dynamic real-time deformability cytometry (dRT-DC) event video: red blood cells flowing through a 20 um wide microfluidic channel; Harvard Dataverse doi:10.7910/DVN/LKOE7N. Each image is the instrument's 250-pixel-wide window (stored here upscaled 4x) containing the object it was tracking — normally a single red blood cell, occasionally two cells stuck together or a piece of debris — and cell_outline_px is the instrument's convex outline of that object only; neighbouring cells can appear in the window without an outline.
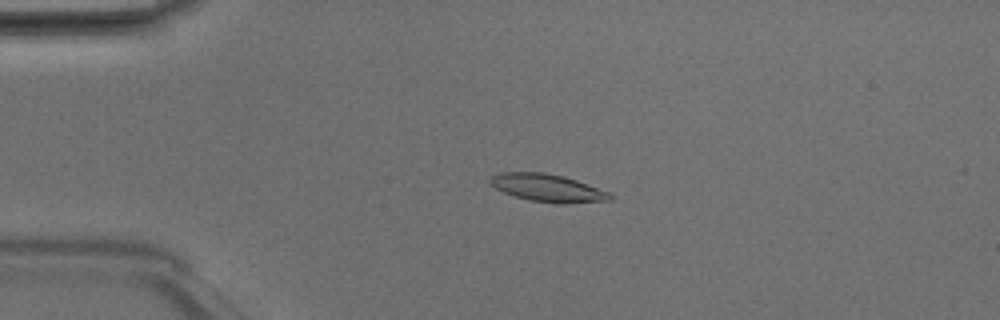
{"species": "Egyptian fruit bat (a non-hibernating species)", "species_latin": "Rousettus aegyptiacus", "temperature_condition": "room temperature", "stored_images_in_passage": 49, "camera_frame_rate_fps": 3000, "um_per_image_px": 0.085, "animal": {"sex": "male"}, "frame": {"image": 1, "passage_image": 12, "time_ms": 3.667, "image_size_px": [1000, 320], "cell_outline_px": [[612, 200], [564, 204], [560, 204], [528, 200], [504, 192], [488, 184], [488, 176], [500, 172], [544, 172], [564, 176], [576, 180], [608, 192], [612, 196]], "centroid_in_image_um": [46.49, 15.97], "position_along_channel_um": 38.5, "area_um2": 19.42}}
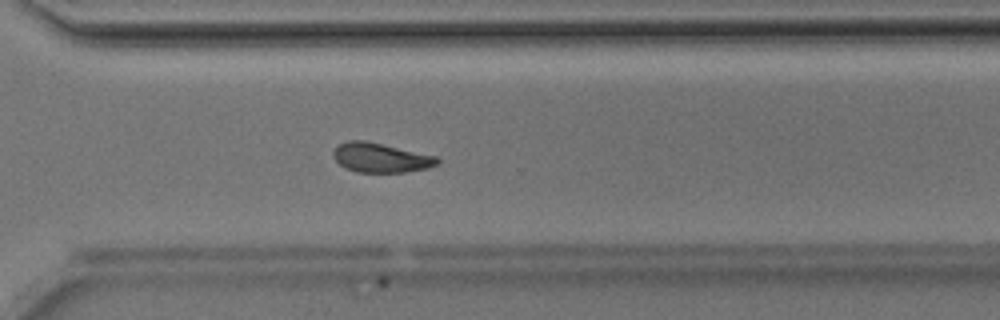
{"frame": {"image": 2, "passage_image": 36, "time_ms": 11.667, "image_size_px": [1000, 320], "cell_outline_px": [[440, 160], [436, 164], [428, 168], [404, 172], [356, 172], [344, 168], [332, 156], [332, 152], [336, 144], [348, 140], [364, 140], [436, 156]], "centroid_in_image_um": [32.29, 13.4], "position_along_channel_um": 338.3, "area_um2": 17.86}}
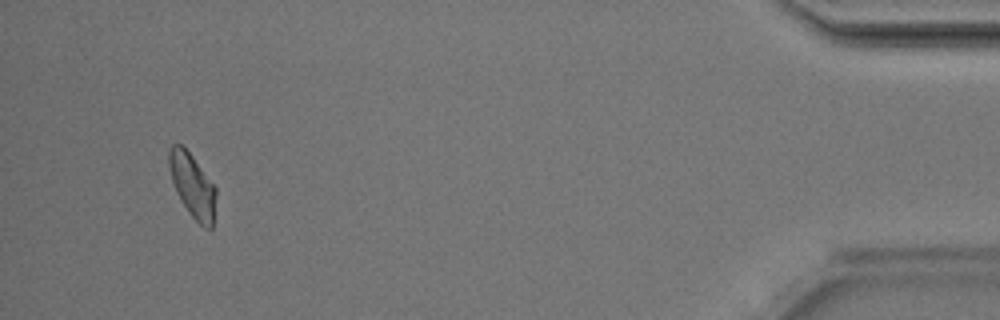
{"frame": {"image": 3, "passage_image": 47, "time_ms": 15.333, "image_size_px": [1000, 320], "cell_outline_px": [[216, 196], [212, 228], [204, 228], [188, 212], [180, 200], [176, 192], [168, 168], [168, 152], [172, 144], [180, 144], [192, 156], [216, 188]], "centroid_in_image_um": [16.34, 15.77], "position_along_channel_um": 418.9, "area_um2": 17.28}, "authors_computed_cell_mechanics": {"area_um2": 18.0914, "velocity_mm_per_s": 4.173, "shape_relaxation_time_tau1_ms": 3.8199, "shape_relaxation_time_tau2_ms": 6.2667, "deformation_change_tau1": 0.1355, "deformation_change_tau2": 0.1365}}